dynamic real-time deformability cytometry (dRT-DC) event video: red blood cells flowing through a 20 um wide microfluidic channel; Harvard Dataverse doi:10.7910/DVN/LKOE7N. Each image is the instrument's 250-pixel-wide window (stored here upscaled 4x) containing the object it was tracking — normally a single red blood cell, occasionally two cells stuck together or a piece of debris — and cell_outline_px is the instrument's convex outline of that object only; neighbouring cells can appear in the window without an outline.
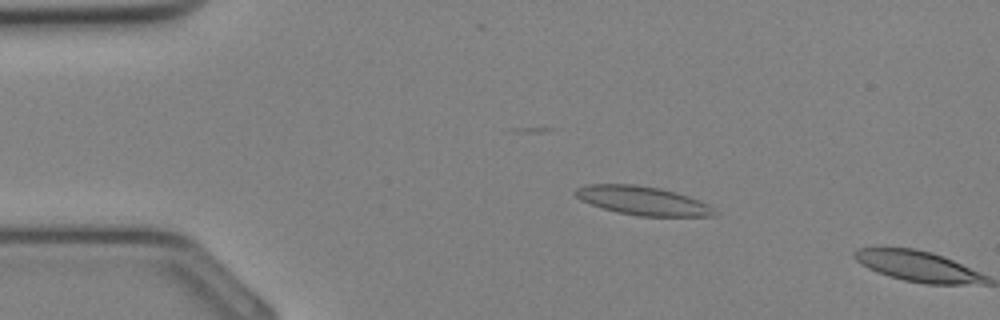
{"species": "Egyptian fruit bat (a non-hibernating species)", "species_latin": "Rousettus aegyptiacus", "temperature_condition": "cold", "stored_images_in_passage": 8, "camera_frame_rate_fps": 3000, "um_per_image_px": 0.085, "animal": {"sex": "female"}, "frame": {"image": 1, "passage_image": 7, "time_ms": 2.0, "image_size_px": [1000, 320], "cell_outline_px": [[720, 212], [716, 216], [640, 216], [616, 212], [580, 200], [572, 192], [576, 188], [588, 184], [636, 184], [660, 188], [676, 192], [700, 200], [708, 204]], "centroid_in_image_um": [54.66, 17.05], "position_along_channel_um": 30.3, "area_um2": 23.47}}